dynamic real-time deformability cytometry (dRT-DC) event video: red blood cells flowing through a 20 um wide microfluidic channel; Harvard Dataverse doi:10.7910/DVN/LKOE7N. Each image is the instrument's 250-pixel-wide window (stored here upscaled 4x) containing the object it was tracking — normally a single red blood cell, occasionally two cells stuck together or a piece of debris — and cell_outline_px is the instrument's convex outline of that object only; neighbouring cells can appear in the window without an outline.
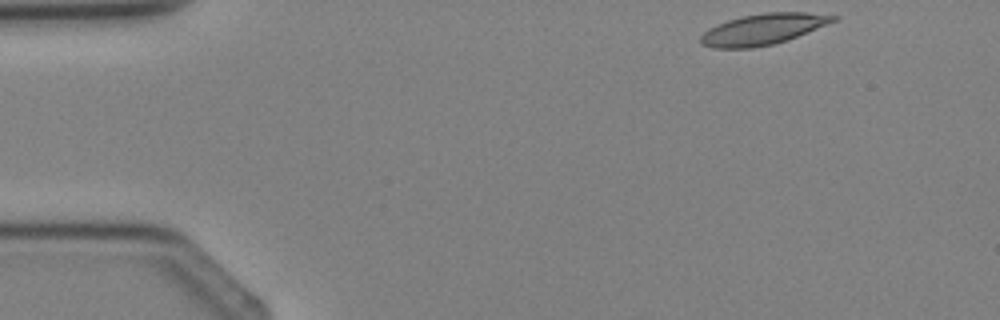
{"species": "Egyptian fruit bat (a non-hibernating species)", "species_latin": "Rousettus aegyptiacus", "temperature_condition": "cold", "stored_images_in_passage": 4, "camera_frame_rate_fps": 3000, "um_per_image_px": 0.085, "animal": {"sex": "female"}, "frame": {"image": 1, "passage_image": 1, "time_ms": 0.0, "image_size_px": [1000, 320], "cell_outline_px": [[840, 16], [836, 20], [788, 40], [772, 44], [752, 48], [712, 48], [700, 44], [700, 36], [708, 28], [716, 24], [728, 20], [744, 16], [764, 12], [804, 12]], "centroid_in_image_um": [64.81, 2.49], "position_along_channel_um": 20.2, "area_um2": 23.81}}
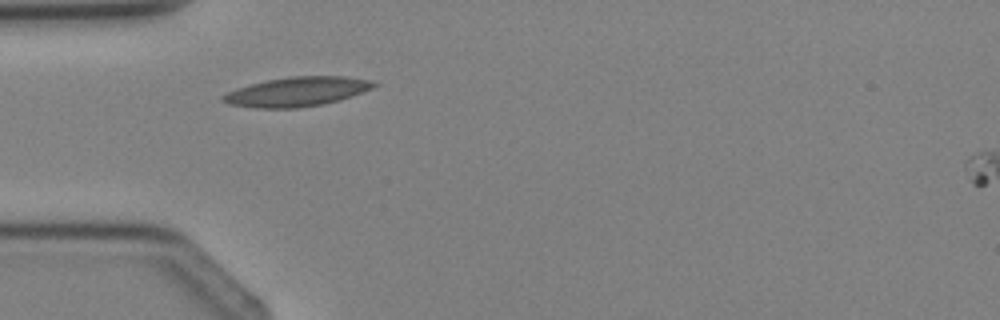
{"frame": {"image": 2, "passage_image": 3, "time_ms": 2.333, "image_size_px": [1000, 320], "cell_outline_px": [[380, 84], [372, 88], [352, 96], [340, 100], [300, 108], [256, 108], [228, 104], [220, 100], [220, 96], [228, 92], [252, 84], [268, 80], [288, 76], [344, 76], [372, 80]], "centroid_in_image_um": [25.27, 7.79], "position_along_channel_um": 59.7, "area_um2": 25.78}}
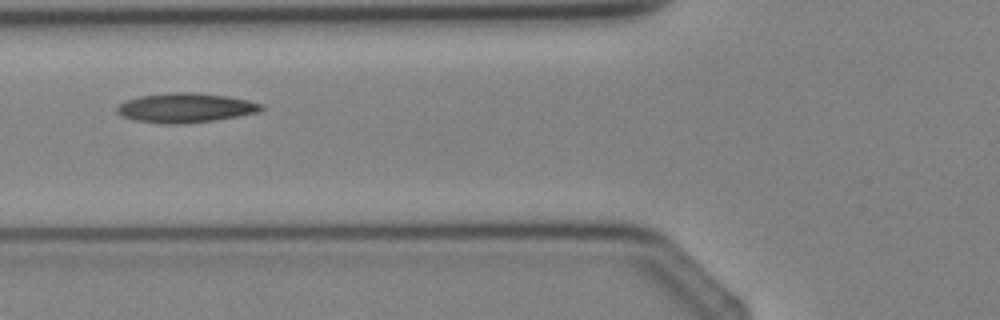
{"frame": {"image": 3, "passage_image": 4, "time_ms": 3.333, "image_size_px": [1000, 320], "cell_outline_px": [[264, 108], [256, 112], [236, 116], [212, 120], [184, 124], [168, 124], [136, 120], [124, 116], [116, 112], [116, 108], [120, 104], [128, 100], [140, 96], [172, 92], [192, 92], [224, 96], [248, 100], [264, 104]], "centroid_in_image_um": [15.77, 9.16], "position_along_channel_um": 110.0, "area_um2": 24.33}}